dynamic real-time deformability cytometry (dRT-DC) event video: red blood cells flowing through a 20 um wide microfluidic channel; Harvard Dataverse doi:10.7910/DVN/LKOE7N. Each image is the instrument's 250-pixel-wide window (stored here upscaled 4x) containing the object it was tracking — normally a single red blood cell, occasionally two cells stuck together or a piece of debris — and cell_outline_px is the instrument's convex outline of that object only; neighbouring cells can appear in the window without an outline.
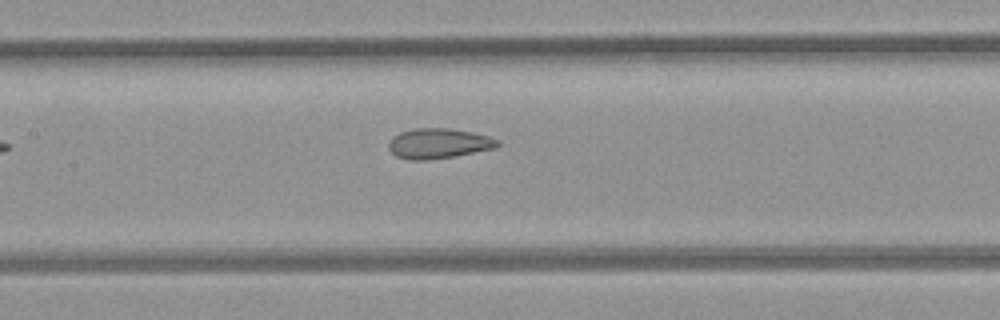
{"species": "common noctule bat (a hibernating species)", "species_latin": "Nyctalus noctula", "temperature_condition": "room temperature", "stored_images_in_passage": 5, "camera_frame_rate_fps": 3000, "um_per_image_px": 0.085, "animal": {"sex": "female", "body_mass_g": 21.9}, "frame": {"image": 1, "passage_image": 5, "time_ms": 4.667, "image_size_px": [1000, 320], "cell_outline_px": [[500, 144], [496, 148], [452, 156], [428, 160], [408, 160], [396, 156], [388, 148], [388, 140], [392, 136], [400, 132], [416, 128], [448, 128], [472, 132], [488, 136], [500, 140]], "centroid_in_image_um": [37.25, 12.19], "position_along_channel_um": 170.1, "area_um2": 19.19}}